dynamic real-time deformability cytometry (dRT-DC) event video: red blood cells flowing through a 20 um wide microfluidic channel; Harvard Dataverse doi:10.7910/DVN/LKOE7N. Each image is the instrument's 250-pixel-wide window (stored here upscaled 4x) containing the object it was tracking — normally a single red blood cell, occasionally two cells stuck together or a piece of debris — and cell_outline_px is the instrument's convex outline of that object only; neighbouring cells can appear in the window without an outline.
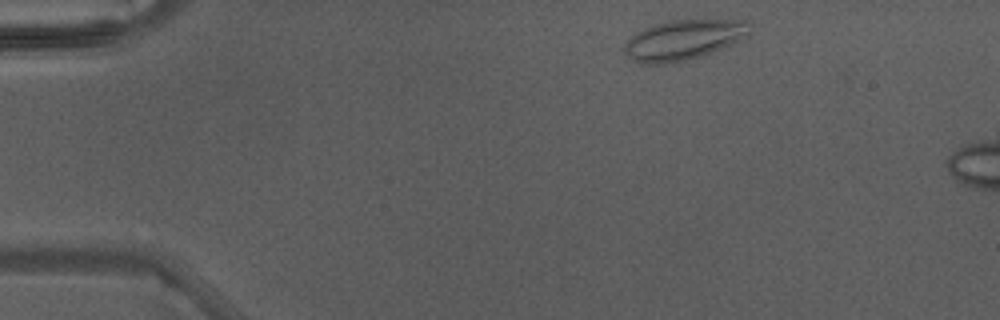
{"species": "Egyptian fruit bat (a non-hibernating species)", "species_latin": "Rousettus aegyptiacus", "temperature_condition": "warm", "stored_images_in_passage": 4, "camera_frame_rate_fps": 3000, "um_per_image_px": 0.085, "animal": {"sex": "male"}, "frame": {"image": 1, "passage_image": 1, "time_ms": 0.0, "image_size_px": [1000, 320], "cell_outline_px": [[752, 20], [748, 36], [712, 52], [700, 56], [684, 60], [660, 64], [644, 64], [632, 60], [624, 52], [624, 44], [636, 32], [644, 28], [668, 20]], "centroid_in_image_um": [58.1, 3.37], "position_along_channel_um": 26.9, "area_um2": 29.07}}